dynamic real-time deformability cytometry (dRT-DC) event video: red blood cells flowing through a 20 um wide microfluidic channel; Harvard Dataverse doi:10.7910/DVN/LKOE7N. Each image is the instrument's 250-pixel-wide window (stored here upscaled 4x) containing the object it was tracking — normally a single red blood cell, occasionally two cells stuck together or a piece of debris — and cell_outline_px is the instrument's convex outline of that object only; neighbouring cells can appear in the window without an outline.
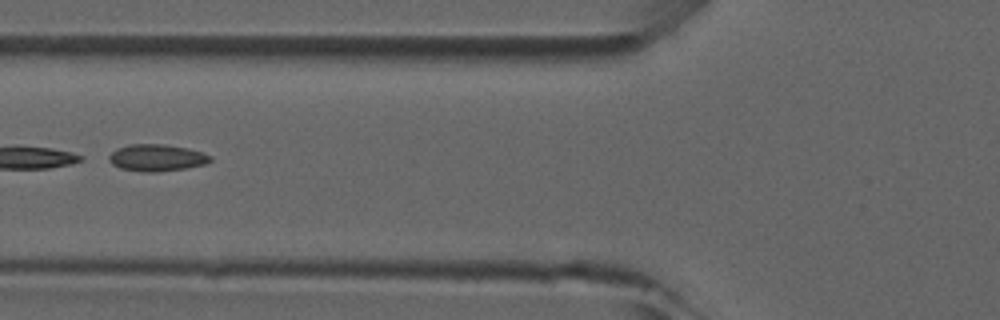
{"species": "common noctule bat (a hibernating species)", "species_latin": "Nyctalus noctula", "temperature_condition": "room temperature", "stored_images_in_passage": 6, "camera_frame_rate_fps": 3000, "um_per_image_px": 0.085, "animal": {"sex": "male", "forearm_length_mm": 52.5}, "frame": {"image": 1, "passage_image": 6, "time_ms": 5.667, "image_size_px": [1000, 320], "cell_outline_px": [[212, 160], [204, 164], [188, 168], [156, 172], [148, 172], [120, 168], [112, 164], [108, 160], [108, 156], [116, 148], [128, 144], [164, 144], [188, 148], [212, 156]], "centroid_in_image_um": [13.31, 13.4], "position_along_channel_um": 112.5, "area_um2": 15.9}}